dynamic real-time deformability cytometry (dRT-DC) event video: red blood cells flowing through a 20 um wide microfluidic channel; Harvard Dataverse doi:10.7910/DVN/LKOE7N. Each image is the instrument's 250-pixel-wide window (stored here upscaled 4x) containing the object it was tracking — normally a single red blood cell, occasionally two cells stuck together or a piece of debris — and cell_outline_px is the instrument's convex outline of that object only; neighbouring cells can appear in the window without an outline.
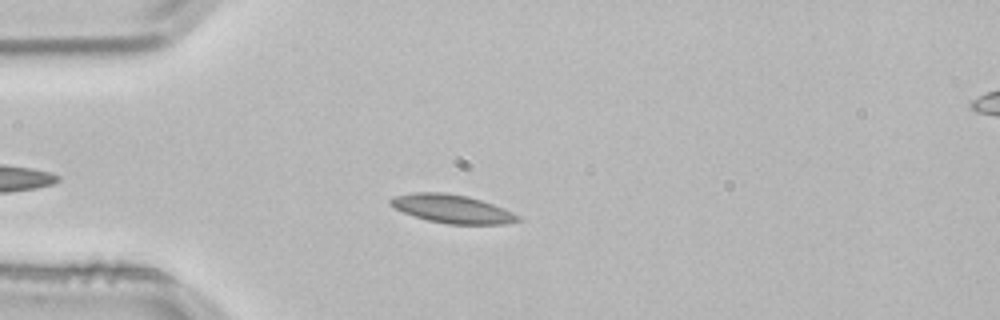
{"species": "common noctule bat (a hibernating species)", "species_latin": "Nyctalus noctula", "temperature_condition": "room temperature", "stored_images_in_passage": 2, "camera_frame_rate_fps": 3000, "um_per_image_px": 0.085, "animal": {"sex": "male", "body_mass_g": 21.5, "forearm_length_mm": 52.0}, "frame": {"image": 1, "passage_image": 2, "time_ms": 0.333, "image_size_px": [1000, 320], "cell_outline_px": [[524, 220], [504, 224], [448, 224], [428, 220], [404, 212], [388, 204], [388, 200], [392, 196], [416, 192], [444, 192], [468, 196], [492, 204], [512, 212], [520, 216]], "centroid_in_image_um": [38.43, 17.75], "position_along_channel_um": 46.6, "area_um2": 21.04}}